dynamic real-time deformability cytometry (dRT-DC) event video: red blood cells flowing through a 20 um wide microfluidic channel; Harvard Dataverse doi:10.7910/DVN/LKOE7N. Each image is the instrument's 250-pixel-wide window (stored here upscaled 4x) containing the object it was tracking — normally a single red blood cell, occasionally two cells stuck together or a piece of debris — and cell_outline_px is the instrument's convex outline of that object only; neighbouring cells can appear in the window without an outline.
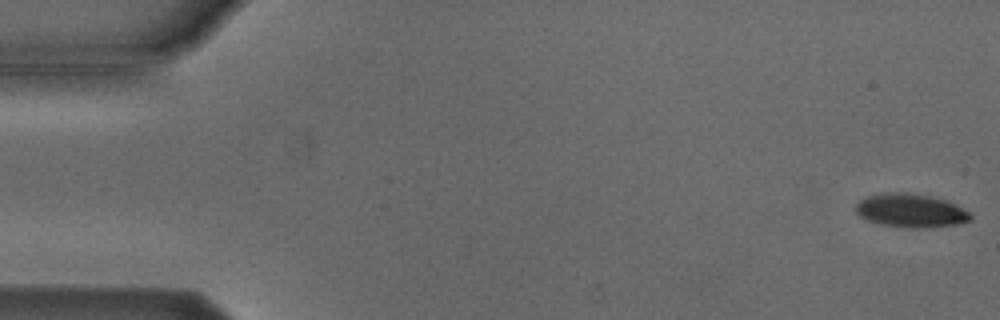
{"species": "Egyptian fruit bat (a non-hibernating species)", "species_latin": "Rousettus aegyptiacus", "temperature_condition": "cold", "stored_images_in_passage": 50, "camera_frame_rate_fps": 3000, "um_per_image_px": 0.085, "animal": {"sex": "male"}, "frame": {"image": 1, "passage_image": 1, "time_ms": 0.0, "image_size_px": [1000, 320], "cell_outline_px": [[972, 220], [960, 224], [924, 228], [912, 228], [880, 224], [868, 220], [860, 216], [856, 212], [856, 204], [860, 200], [868, 196], [884, 192], [908, 192], [928, 196], [944, 200], [956, 204], [968, 212], [972, 216]], "centroid_in_image_um": [77.42, 17.9], "position_along_channel_um": 7.6, "area_um2": 22.43}}
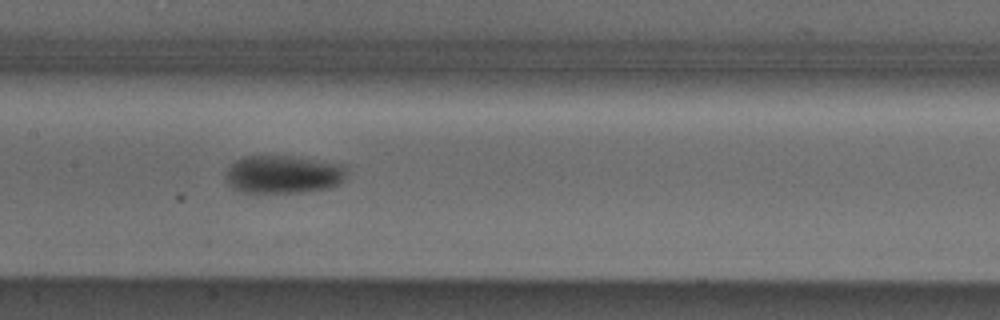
{"frame": {"image": 2, "passage_image": 26, "time_ms": 8.333, "image_size_px": [1000, 320], "cell_outline_px": [[348, 172], [344, 180], [340, 184], [328, 188], [300, 192], [244, 192], [232, 188], [228, 184], [228, 168], [236, 160], [244, 156], [288, 156], [348, 164]], "centroid_in_image_um": [24.17, 14.81], "position_along_channel_um": 183.2, "area_um2": 26.88}}
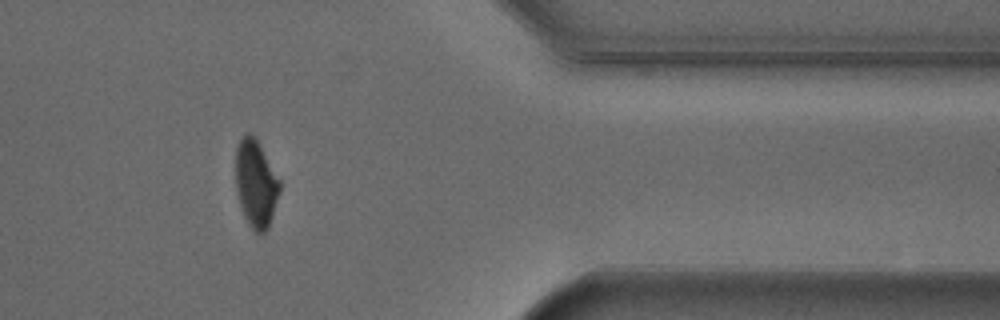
{"frame": {"image": 3, "passage_image": 44, "time_ms": 14.333, "image_size_px": [1000, 320], "cell_outline_px": [[280, 192], [268, 228], [264, 232], [256, 232], [248, 224], [244, 216], [240, 204], [236, 188], [236, 148], [240, 140], [248, 132], [256, 136], [280, 180]], "centroid_in_image_um": [21.75, 15.58], "position_along_channel_um": 389.6, "area_um2": 22.37}, "authors_computed_cell_mechanics": {"area_um2": 23.9581, "velocity_mm_per_s": 3.8231, "shape_relaxation_time_tau1_ms": 3.1261, "shape_relaxation_time_tau2_ms": null, "deformation_change_tau1": 0.1227, "deformation_change_tau2": null}}